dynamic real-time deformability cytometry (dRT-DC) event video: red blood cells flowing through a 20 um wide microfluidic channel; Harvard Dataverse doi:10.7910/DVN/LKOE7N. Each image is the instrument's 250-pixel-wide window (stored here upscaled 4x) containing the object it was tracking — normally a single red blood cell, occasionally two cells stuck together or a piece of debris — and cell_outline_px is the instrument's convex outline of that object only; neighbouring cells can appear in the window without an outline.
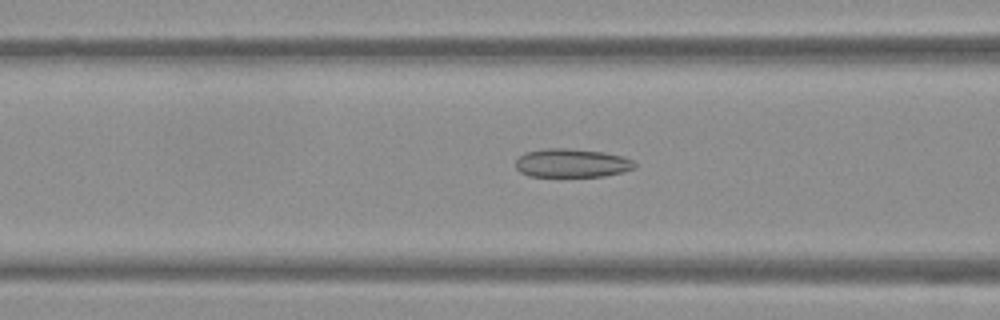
{"species": "Egyptian fruit bat (a non-hibernating species)", "species_latin": "Rousettus aegyptiacus", "temperature_condition": "warm", "stored_images_in_passage": 54, "camera_frame_rate_fps": 3000, "um_per_image_px": 0.085, "frame": {"image": 1, "passage_image": 22, "time_ms": 7.0, "image_size_px": [1000, 320], "cell_outline_px": [[636, 168], [624, 172], [604, 176], [528, 176], [520, 172], [516, 168], [516, 160], [524, 152], [548, 148], [568, 148], [604, 152], [624, 156], [632, 160], [636, 164]], "centroid_in_image_um": [48.63, 13.86], "position_along_channel_um": 118.0, "area_um2": 20.0}}
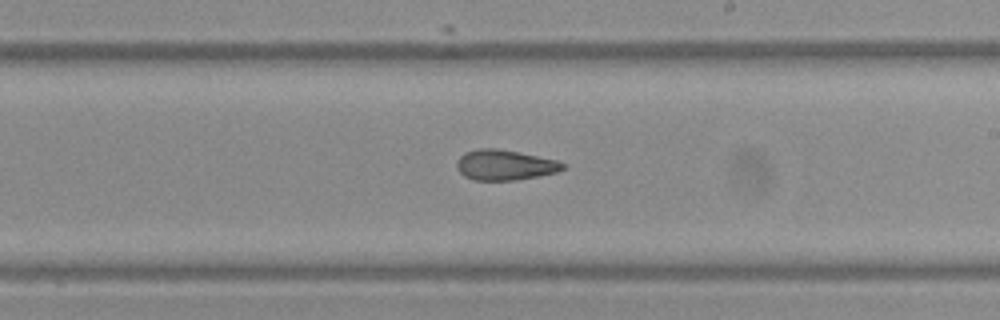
{"frame": {"image": 2, "passage_image": 32, "time_ms": 10.333, "image_size_px": [1000, 320], "cell_outline_px": [[568, 168], [556, 172], [540, 176], [516, 180], [472, 180], [464, 176], [456, 168], [456, 160], [464, 152], [480, 148], [496, 148], [556, 160], [568, 164]], "centroid_in_image_um": [42.91, 14.03], "position_along_channel_um": 246.1, "area_um2": 18.9}}
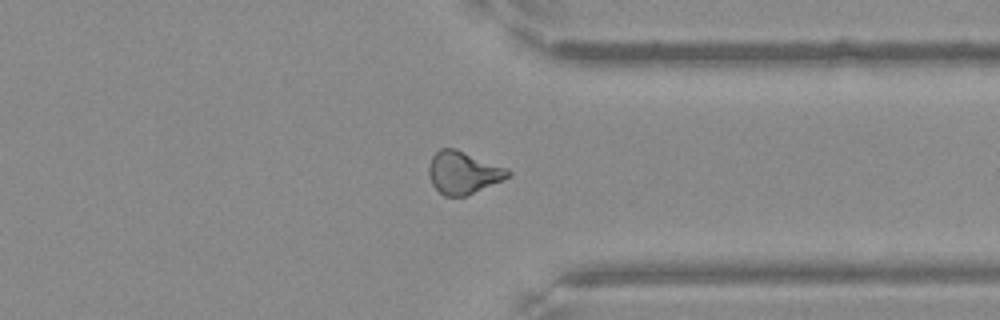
{"frame": {"image": 3, "passage_image": 42, "time_ms": 13.667, "image_size_px": [1000, 320], "cell_outline_px": [[512, 172], [504, 180], [464, 196], [444, 196], [432, 184], [428, 172], [428, 168], [432, 156], [440, 148], [456, 148], [508, 168]], "centroid_in_image_um": [39.38, 14.65], "position_along_channel_um": 372.0, "area_um2": 19.59}, "authors_computed_cell_mechanics": {"area_um2": 19.8254, "velocity_mm_per_s": 3.8377, "shape_relaxation_time_tau1_ms": null, "shape_relaxation_time_tau2_ms": 2.3424, "deformation_change_tau1": null, "deformation_change_tau2": 0.0986}}